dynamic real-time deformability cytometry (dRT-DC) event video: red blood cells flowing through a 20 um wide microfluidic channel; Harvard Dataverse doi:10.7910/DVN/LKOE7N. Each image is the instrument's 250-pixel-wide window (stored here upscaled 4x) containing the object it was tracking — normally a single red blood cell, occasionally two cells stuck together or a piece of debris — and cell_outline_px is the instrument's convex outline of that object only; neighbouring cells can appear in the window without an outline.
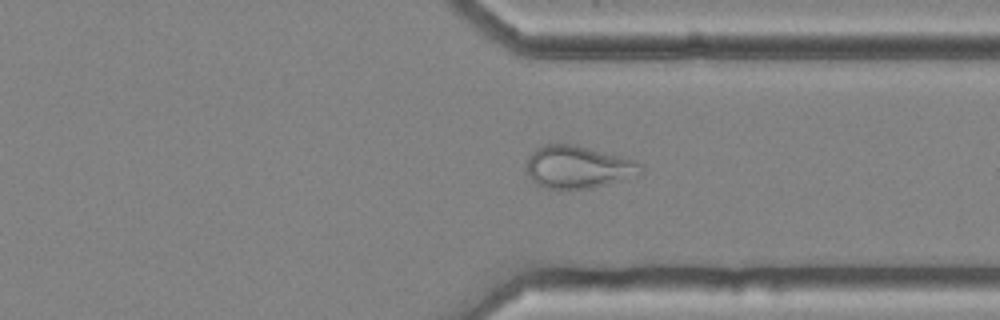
{"species": "common noctule bat (a hibernating species)", "species_latin": "Nyctalus noctula", "temperature_condition": "cold", "stored_images_in_passage": 46, "camera_frame_rate_fps": 3000, "um_per_image_px": 0.085, "animal": {"sex": "female", "body_mass_g": 25.1}, "frame": {"image": 1, "passage_image": 33, "time_ms": 10.667, "image_size_px": [1000, 320], "cell_outline_px": [[644, 172], [636, 176], [592, 188], [540, 188], [528, 176], [528, 156], [536, 148], [544, 144], [576, 144], [636, 160], [644, 164]], "centroid_in_image_um": [49.18, 14.19], "position_along_channel_um": 362.2, "area_um2": 28.55}}